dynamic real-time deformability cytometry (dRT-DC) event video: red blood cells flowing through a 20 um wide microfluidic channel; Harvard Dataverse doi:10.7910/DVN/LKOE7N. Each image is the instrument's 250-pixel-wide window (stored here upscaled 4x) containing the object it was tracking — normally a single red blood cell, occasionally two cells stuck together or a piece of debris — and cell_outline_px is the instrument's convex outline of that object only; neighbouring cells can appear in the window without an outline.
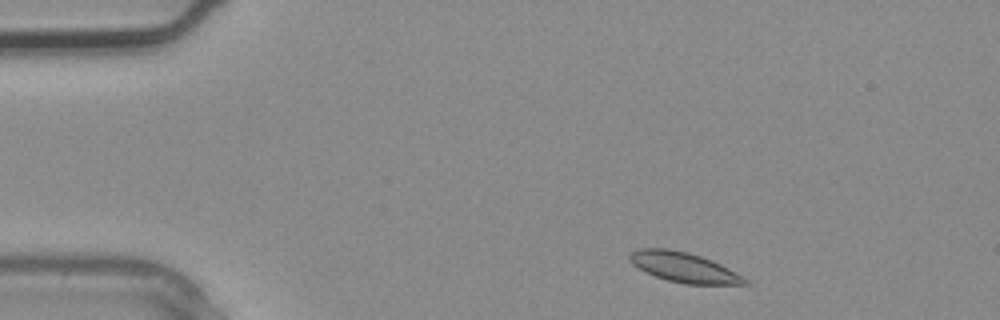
{"species": "common noctule bat (a hibernating species)", "species_latin": "Nyctalus noctula", "temperature_condition": "warm", "stored_images_in_passage": 2, "camera_frame_rate_fps": 3000, "um_per_image_px": 0.085, "animal": {"sex": "male", "body_mass_g": 20.4}, "frame": {"image": 1, "passage_image": 2, "time_ms": 0.333, "image_size_px": [1000, 320], "cell_outline_px": [[752, 284], [684, 284], [668, 280], [656, 276], [632, 264], [628, 260], [628, 256], [632, 252], [640, 248], [668, 248], [688, 252], [712, 260], [744, 276]], "centroid_in_image_um": [58.15, 22.71], "position_along_channel_um": 26.9, "area_um2": 20.0}}